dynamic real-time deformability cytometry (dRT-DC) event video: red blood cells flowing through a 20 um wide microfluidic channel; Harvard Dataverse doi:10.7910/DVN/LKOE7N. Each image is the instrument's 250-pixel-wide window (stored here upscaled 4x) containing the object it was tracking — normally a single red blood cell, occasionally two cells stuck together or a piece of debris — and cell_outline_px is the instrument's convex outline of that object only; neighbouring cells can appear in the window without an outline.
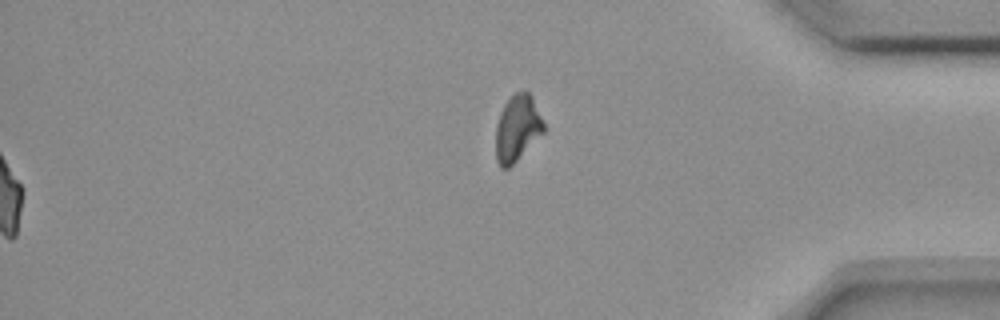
{"species": "common noctule bat (a hibernating species)", "species_latin": "Nyctalus noctula", "temperature_condition": "room temperature", "stored_images_in_passage": 56, "segment_of_instrument_passage": [2, 2], "camera_frame_rate_fps": 3000, "um_per_image_px": 0.085, "animal": {"sex": "female", "body_mass_g": 18.4}, "frame": {"image": 1, "passage_image": 56, "time_ms": 18.333, "image_size_px": [1000, 320], "cell_outline_px": [[544, 132], [508, 168], [500, 168], [496, 160], [496, 124], [500, 112], [504, 104], [516, 92], [528, 92], [532, 96], [544, 124]], "centroid_in_image_um": [43.95, 10.9], "position_along_channel_um": 391.2, "area_um2": 18.21}}